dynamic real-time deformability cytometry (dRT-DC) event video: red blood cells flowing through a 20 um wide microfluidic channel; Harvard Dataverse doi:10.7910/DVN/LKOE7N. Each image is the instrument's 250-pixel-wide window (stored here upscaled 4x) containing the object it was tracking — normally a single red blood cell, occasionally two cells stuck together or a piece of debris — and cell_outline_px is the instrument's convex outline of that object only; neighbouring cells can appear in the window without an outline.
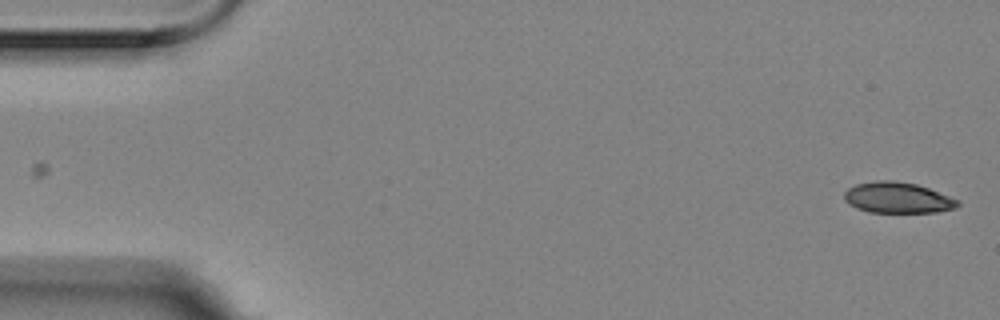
{"species": "Egyptian fruit bat (a non-hibernating species)", "species_latin": "Rousettus aegyptiacus", "temperature_condition": "room temperature", "stored_images_in_passage": 2, "camera_frame_rate_fps": 3000, "um_per_image_px": 0.085, "animal": {"sex": "female"}, "frame": {"image": 1, "passage_image": 2, "time_ms": 0.333, "image_size_px": [1000, 320], "cell_outline_px": [[960, 204], [956, 208], [936, 212], [868, 212], [856, 208], [848, 204], [844, 200], [844, 192], [848, 188], [856, 184], [876, 180], [896, 180], [916, 184], [928, 188], [960, 200]], "centroid_in_image_um": [76.28, 16.8], "position_along_channel_um": 8.7, "area_um2": 20.58}}